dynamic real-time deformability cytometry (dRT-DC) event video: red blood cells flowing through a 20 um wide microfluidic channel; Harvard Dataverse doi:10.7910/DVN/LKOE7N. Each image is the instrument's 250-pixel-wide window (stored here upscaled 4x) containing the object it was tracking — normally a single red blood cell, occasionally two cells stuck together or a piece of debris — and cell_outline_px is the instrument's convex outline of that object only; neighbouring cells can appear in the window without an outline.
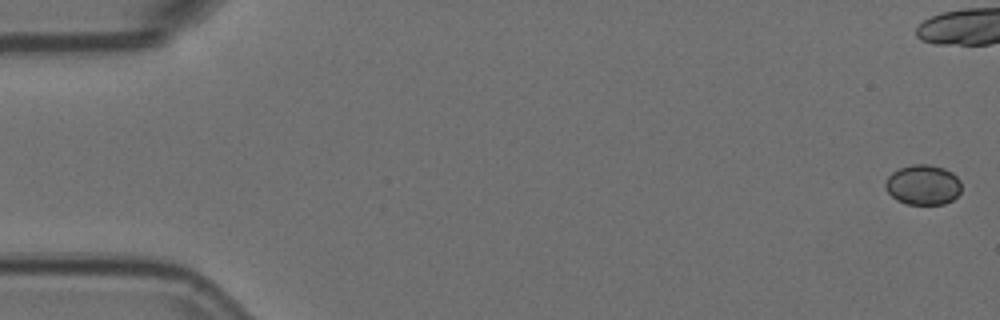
{"species": "Egyptian fruit bat (a non-hibernating species)", "species_latin": "Rousettus aegyptiacus", "temperature_condition": "room temperature", "stored_images_in_passage": 9, "camera_frame_rate_fps": 3000, "um_per_image_px": 0.085, "animal": {"sex": "female"}, "frame": {"image": 1, "passage_image": 1, "time_ms": 0.0, "image_size_px": [1000, 320], "cell_outline_px": [[960, 192], [952, 200], [944, 204], [908, 204], [896, 200], [888, 192], [884, 184], [888, 176], [892, 172], [900, 168], [912, 164], [928, 164], [944, 168], [952, 172], [960, 180]], "centroid_in_image_um": [78.45, 15.7], "position_along_channel_um": 6.5, "area_um2": 17.74}}